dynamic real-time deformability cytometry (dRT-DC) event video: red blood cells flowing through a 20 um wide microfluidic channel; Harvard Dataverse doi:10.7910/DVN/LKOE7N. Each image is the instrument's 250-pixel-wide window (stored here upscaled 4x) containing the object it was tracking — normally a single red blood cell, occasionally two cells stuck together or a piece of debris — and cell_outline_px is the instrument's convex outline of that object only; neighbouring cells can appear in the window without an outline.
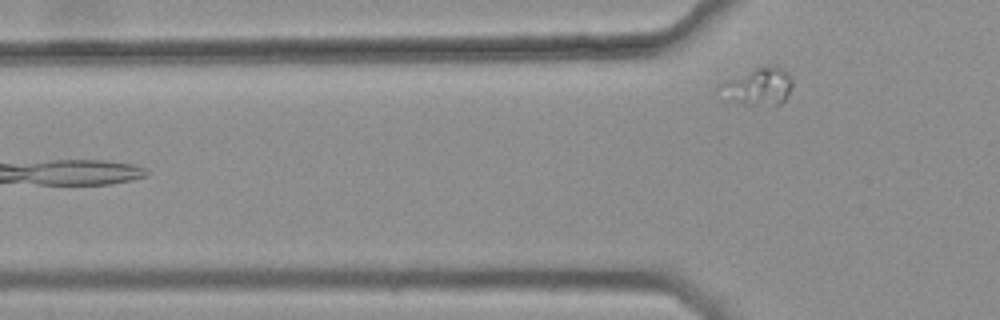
{"species": "common noctule bat (a hibernating species)", "species_latin": "Nyctalus noctula", "temperature_condition": "warm", "stored_images_in_passage": 5, "camera_frame_rate_fps": 3000, "um_per_image_px": 0.085, "animal": {"sex": "female", "body_mass_g": 25.1}, "frame": {"image": 1, "passage_image": 5, "time_ms": 1.333, "image_size_px": [1000, 320], "cell_outline_px": [[792, 84], [788, 96], [780, 104], [752, 104], [720, 100], [716, 92], [716, 88], [724, 80], [764, 64], [776, 64], [784, 68], [788, 72], [792, 80]], "centroid_in_image_um": [64.37, 7.31], "position_along_channel_um": 61.4, "area_um2": 16.53}}